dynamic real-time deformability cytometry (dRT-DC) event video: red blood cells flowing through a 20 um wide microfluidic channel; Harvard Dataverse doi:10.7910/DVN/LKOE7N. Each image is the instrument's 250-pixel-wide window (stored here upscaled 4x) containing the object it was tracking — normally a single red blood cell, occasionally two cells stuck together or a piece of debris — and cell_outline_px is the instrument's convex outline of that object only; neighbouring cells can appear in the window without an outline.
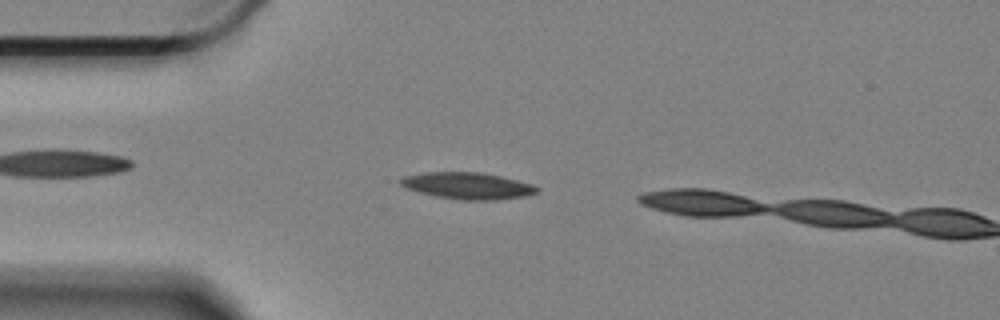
{"species": "Egyptian fruit bat (a non-hibernating species)", "species_latin": "Rousettus aegyptiacus", "temperature_condition": "cold", "stored_images_in_passage": 3, "camera_frame_rate_fps": 3000, "um_per_image_px": 0.085, "animal": {"sex": "female"}, "frame": {"image": 1, "passage_image": 1, "time_ms": 0.0, "image_size_px": [1000, 320], "cell_outline_px": [[540, 188], [536, 192], [524, 196], [496, 200], [460, 200], [436, 196], [404, 188], [400, 184], [400, 180], [404, 176], [428, 172], [480, 172], [500, 176], [532, 184]], "centroid_in_image_um": [39.73, 15.79], "position_along_channel_um": 45.3, "area_um2": 21.04}}